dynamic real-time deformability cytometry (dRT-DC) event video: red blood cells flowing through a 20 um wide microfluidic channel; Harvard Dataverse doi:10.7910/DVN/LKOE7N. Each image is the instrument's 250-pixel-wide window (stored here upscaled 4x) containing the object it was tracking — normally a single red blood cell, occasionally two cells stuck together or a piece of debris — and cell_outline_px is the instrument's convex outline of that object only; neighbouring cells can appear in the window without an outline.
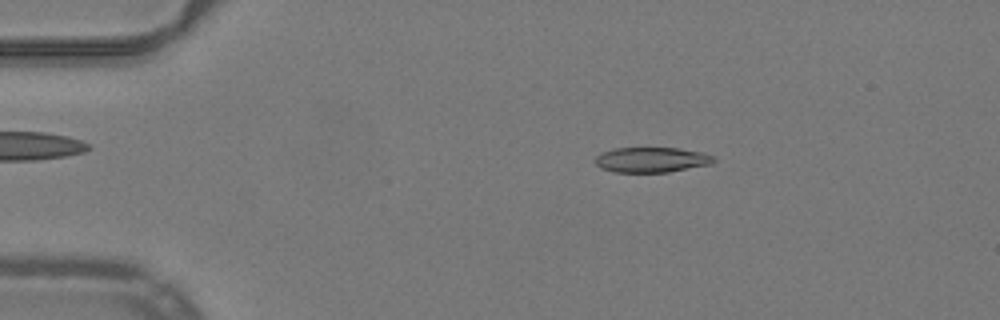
{"species": "common noctule bat (a hibernating species)", "species_latin": "Nyctalus noctula", "temperature_condition": "warm", "stored_images_in_passage": 51, "camera_frame_rate_fps": 3000, "um_per_image_px": 0.085, "animal": {"sex": "male", "body_mass_g": 19.2, "forearm_length_mm": 51.8}, "frame": {"image": 1, "passage_image": 9, "time_ms": 2.667, "image_size_px": [1000, 320], "cell_outline_px": [[716, 160], [712, 164], [668, 172], [612, 172], [600, 168], [596, 164], [596, 156], [600, 152], [612, 148], [680, 148], [704, 152], [716, 156]], "centroid_in_image_um": [55.41, 13.57], "position_along_channel_um": 29.6, "area_um2": 17.69}}
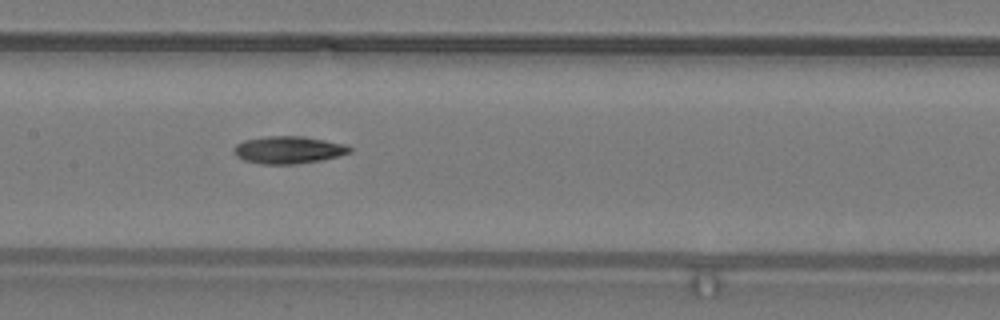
{"frame": {"image": 2, "passage_image": 25, "time_ms": 8.0, "image_size_px": [1000, 320], "cell_outline_px": [[352, 152], [340, 156], [320, 160], [292, 164], [260, 164], [244, 160], [236, 156], [232, 152], [232, 148], [236, 144], [244, 140], [264, 136], [300, 136], [348, 144], [352, 148]], "centroid_in_image_um": [24.51, 12.74], "position_along_channel_um": 182.9, "area_um2": 18.67}}
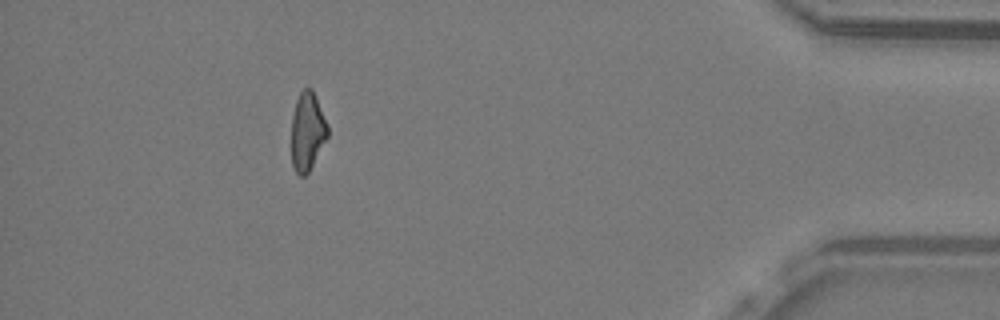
{"frame": {"image": 3, "passage_image": 46, "time_ms": 15.0, "image_size_px": [1000, 320], "cell_outline_px": [[328, 136], [308, 172], [304, 176], [300, 176], [296, 172], [292, 164], [292, 116], [296, 100], [300, 92], [304, 88], [312, 88], [316, 96], [328, 124]], "centroid_in_image_um": [26.13, 11.14], "position_along_channel_um": 409.1, "area_um2": 16.47}, "authors_computed_cell_mechanics": {"area_um2": 17.7446, "velocity_mm_per_s": 4.012, "shape_relaxation_time_tau1_ms": null, "shape_relaxation_time_tau2_ms": 6.816, "deformation_change_tau1": null, "deformation_change_tau2": 0.1778}}